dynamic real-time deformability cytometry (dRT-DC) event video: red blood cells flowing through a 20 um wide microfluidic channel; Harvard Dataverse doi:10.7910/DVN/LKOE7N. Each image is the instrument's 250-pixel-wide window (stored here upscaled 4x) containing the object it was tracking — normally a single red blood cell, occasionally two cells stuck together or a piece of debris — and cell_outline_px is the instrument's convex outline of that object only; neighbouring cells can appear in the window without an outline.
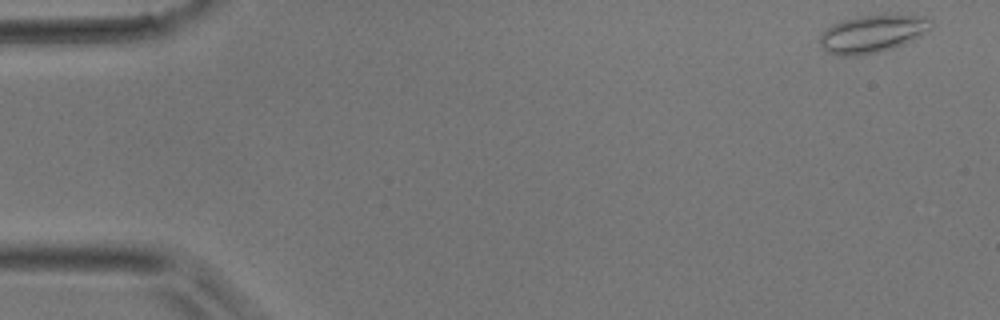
{"species": "common noctule bat (a hibernating species)", "species_latin": "Nyctalus noctula", "temperature_condition": "room temperature", "stored_images_in_passage": 12, "camera_frame_rate_fps": 3000, "um_per_image_px": 0.085, "animal": {"sex": "male", "body_mass_g": 17.9}, "frame": {"image": 1, "passage_image": 1, "time_ms": 0.0, "image_size_px": [1000, 320], "cell_outline_px": [[932, 28], [920, 36], [892, 48], [860, 56], [836, 56], [828, 52], [820, 44], [820, 36], [832, 24], [840, 20], [860, 16], [916, 16], [932, 20]], "centroid_in_image_um": [74.11, 2.89], "position_along_channel_um": 10.9, "area_um2": 23.87}}